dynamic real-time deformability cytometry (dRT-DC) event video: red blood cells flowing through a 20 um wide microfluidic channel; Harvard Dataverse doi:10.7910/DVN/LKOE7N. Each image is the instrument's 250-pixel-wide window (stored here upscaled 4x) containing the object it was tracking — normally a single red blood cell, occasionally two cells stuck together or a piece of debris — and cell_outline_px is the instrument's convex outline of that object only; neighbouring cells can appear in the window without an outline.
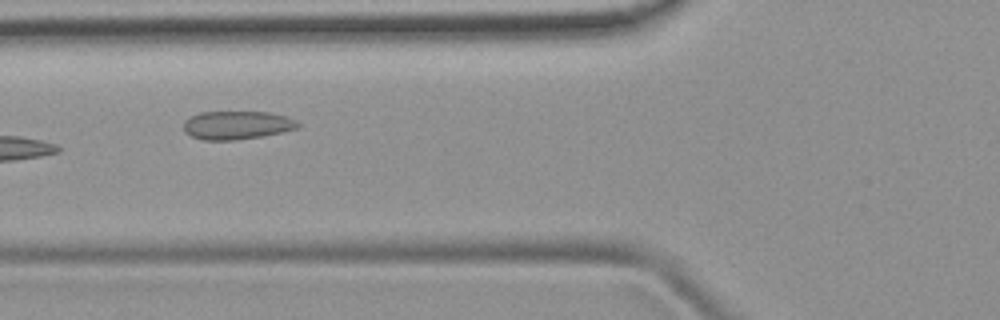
{"species": "common noctule bat (a hibernating species)", "species_latin": "Nyctalus noctula", "temperature_condition": "room temperature", "stored_images_in_passage": 8, "camera_frame_rate_fps": 3000, "um_per_image_px": 0.085, "animal": {"sex": "female", "body_mass_g": 19.9}, "frame": {"image": 1, "passage_image": 5, "time_ms": 5.333, "image_size_px": [1000, 320], "cell_outline_px": [[300, 124], [296, 128], [284, 132], [236, 140], [204, 140], [192, 136], [184, 132], [184, 120], [200, 112], [268, 112], [284, 116], [296, 120]], "centroid_in_image_um": [20.12, 10.64], "position_along_channel_um": 105.7, "area_um2": 18.79}}
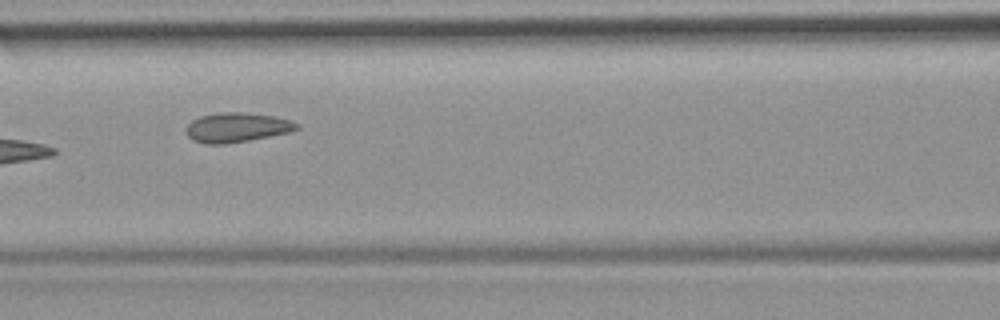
{"frame": {"image": 2, "passage_image": 6, "time_ms": 6.333, "image_size_px": [1000, 320], "cell_outline_px": [[300, 128], [292, 132], [248, 140], [224, 144], [204, 144], [192, 140], [188, 136], [188, 124], [192, 120], [200, 116], [220, 112], [240, 112], [276, 116], [300, 124]], "centroid_in_image_um": [20.16, 10.83], "position_along_channel_um": 146.4, "area_um2": 19.02}}
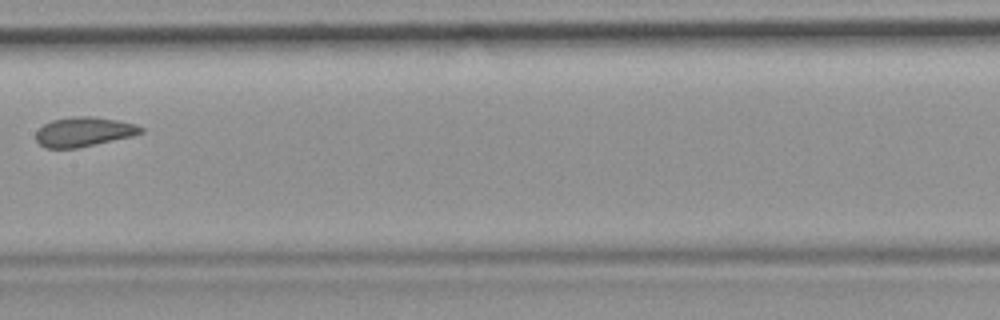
{"frame": {"image": 3, "passage_image": 7, "time_ms": 7.667, "image_size_px": [1000, 320], "cell_outline_px": [[144, 132], [132, 136], [76, 148], [44, 148], [36, 140], [36, 132], [44, 124], [52, 120], [72, 116], [92, 116], [116, 120], [136, 124], [144, 128]], "centroid_in_image_um": [7.12, 11.2], "position_along_channel_um": 200.3, "area_um2": 17.98}}